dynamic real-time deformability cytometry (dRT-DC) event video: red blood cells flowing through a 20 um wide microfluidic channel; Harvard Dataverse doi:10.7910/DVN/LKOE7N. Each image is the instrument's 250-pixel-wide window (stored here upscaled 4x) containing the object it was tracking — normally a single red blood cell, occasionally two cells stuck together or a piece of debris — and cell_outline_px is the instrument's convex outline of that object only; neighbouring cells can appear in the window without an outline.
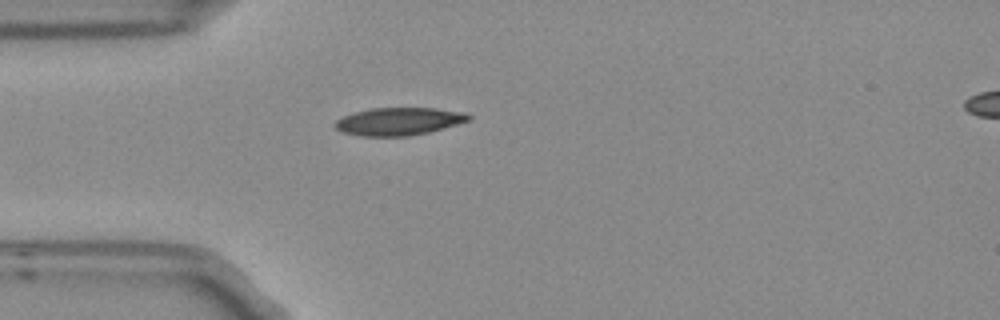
{"species": "Egyptian fruit bat (a non-hibernating species)", "species_latin": "Rousettus aegyptiacus", "temperature_condition": "room temperature", "stored_images_in_passage": 3, "camera_frame_rate_fps": 3000, "um_per_image_px": 0.085, "frame": {"image": 1, "passage_image": 3, "time_ms": 0.667, "image_size_px": [1000, 320], "cell_outline_px": [[472, 120], [428, 132], [408, 136], [360, 136], [344, 132], [336, 128], [332, 124], [336, 120], [344, 116], [356, 112], [372, 108], [436, 108], [464, 112], [472, 116]], "centroid_in_image_um": [33.92, 10.31], "position_along_channel_um": 51.1, "area_um2": 21.5}}